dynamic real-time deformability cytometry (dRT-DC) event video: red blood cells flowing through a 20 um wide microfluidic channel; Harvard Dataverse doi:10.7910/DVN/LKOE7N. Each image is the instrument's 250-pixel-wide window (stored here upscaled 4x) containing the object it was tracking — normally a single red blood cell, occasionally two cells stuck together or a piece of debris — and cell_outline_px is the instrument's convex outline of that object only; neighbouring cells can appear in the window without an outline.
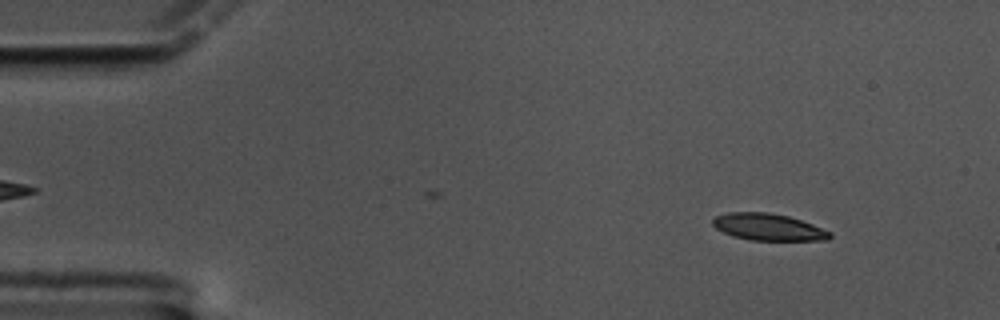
{"species": "common noctule bat (a hibernating species)", "species_latin": "Nyctalus noctula", "temperature_condition": "cold", "stored_images_in_passage": 60, "camera_frame_rate_fps": 3000, "um_per_image_px": 0.085, "animal": {"sex": "male", "body_mass_g": 17.5, "forearm_length_mm": 52.3}, "frame": {"image": 1, "passage_image": 7, "time_ms": 2.0, "image_size_px": [1000, 320], "cell_outline_px": [[832, 236], [828, 240], [748, 240], [732, 236], [716, 228], [712, 224], [712, 220], [716, 216], [728, 212], [768, 212], [788, 216], [812, 224], [832, 232]], "centroid_in_image_um": [65.3, 19.3], "position_along_channel_um": 19.7, "area_um2": 18.32}}
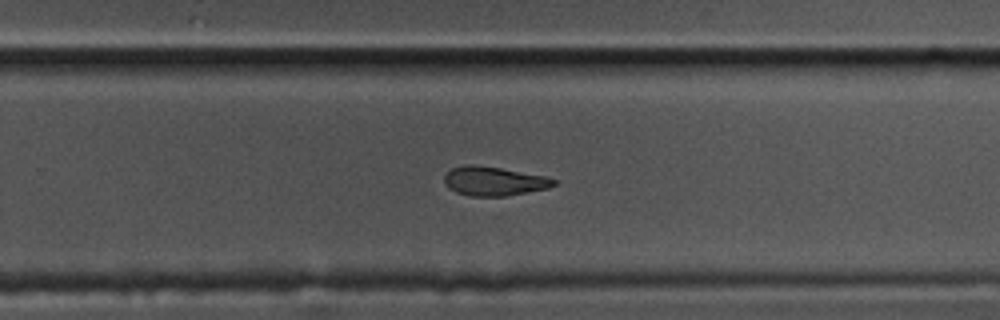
{"frame": {"image": 2, "passage_image": 39, "time_ms": 12.667, "image_size_px": [1000, 320], "cell_outline_px": [[556, 184], [548, 188], [504, 196], [472, 196], [456, 192], [448, 188], [444, 184], [444, 176], [452, 168], [464, 164], [472, 164], [500, 168], [544, 176], [556, 180]], "centroid_in_image_um": [41.94, 15.39], "position_along_channel_um": 287.9, "area_um2": 18.38}}
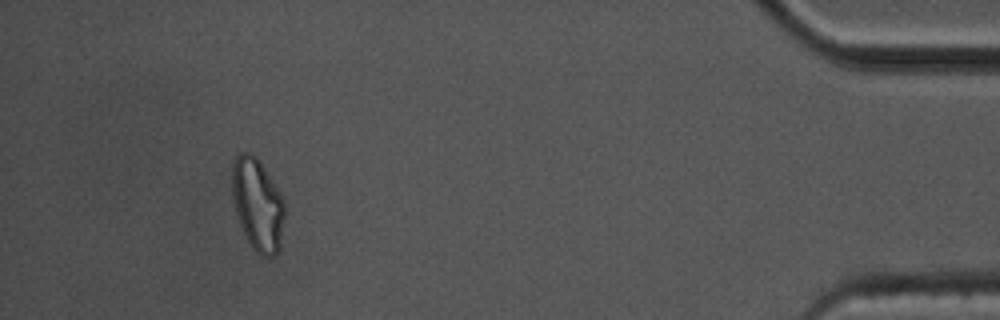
{"frame": {"image": 3, "passage_image": 56, "time_ms": 18.333, "image_size_px": [1000, 320], "cell_outline_px": [[284, 216], [280, 248], [272, 256], [260, 256], [252, 248], [240, 228], [232, 196], [232, 164], [236, 156], [240, 152], [248, 152], [256, 156], [280, 192], [284, 200]], "centroid_in_image_um": [21.88, 17.39], "position_along_channel_um": 413.3, "area_um2": 28.32}, "authors_computed_cell_mechanics": {"area_um2": 19.4208, "velocity_mm_per_s": 3.3314, "shape_relaxation_time_tau1_ms": 4.909, "shape_relaxation_time_tau2_ms": null, "deformation_change_tau1": 0.152, "deformation_change_tau2": null}}